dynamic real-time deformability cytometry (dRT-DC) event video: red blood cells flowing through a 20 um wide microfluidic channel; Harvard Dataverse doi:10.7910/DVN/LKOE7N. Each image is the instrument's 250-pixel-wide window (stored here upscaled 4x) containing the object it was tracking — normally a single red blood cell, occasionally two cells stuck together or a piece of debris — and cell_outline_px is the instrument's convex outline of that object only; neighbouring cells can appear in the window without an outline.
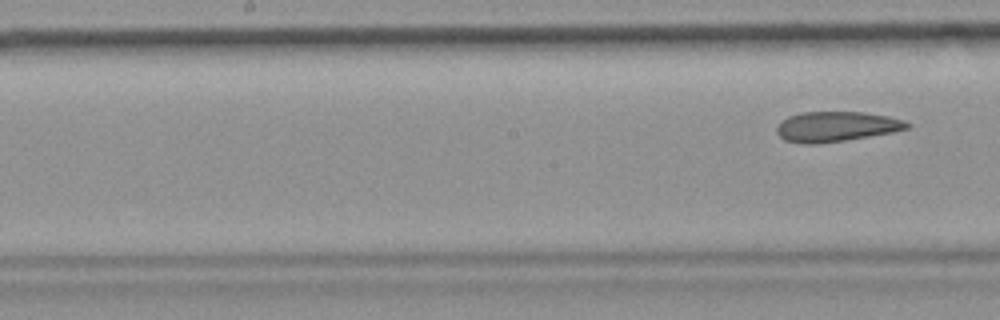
{"species": "common noctule bat (a hibernating species)", "species_latin": "Nyctalus noctula", "temperature_condition": "room temperature", "stored_images_in_passage": 7, "segment_of_instrument_passage": [2, 2], "camera_frame_rate_fps": 3000, "um_per_image_px": 0.085, "animal": {"sex": "female", "body_mass_g": 19.9}, "frame": {"image": 1, "passage_image": 7, "time_ms": 8.0, "image_size_px": [1000, 320], "cell_outline_px": [[912, 128], [892, 132], [844, 140], [816, 144], [800, 144], [784, 140], [776, 132], [776, 128], [780, 120], [788, 116], [800, 112], [864, 112], [888, 116], [904, 120], [912, 124]], "centroid_in_image_um": [71.07, 10.75], "position_along_channel_um": 177.1, "area_um2": 23.06}}